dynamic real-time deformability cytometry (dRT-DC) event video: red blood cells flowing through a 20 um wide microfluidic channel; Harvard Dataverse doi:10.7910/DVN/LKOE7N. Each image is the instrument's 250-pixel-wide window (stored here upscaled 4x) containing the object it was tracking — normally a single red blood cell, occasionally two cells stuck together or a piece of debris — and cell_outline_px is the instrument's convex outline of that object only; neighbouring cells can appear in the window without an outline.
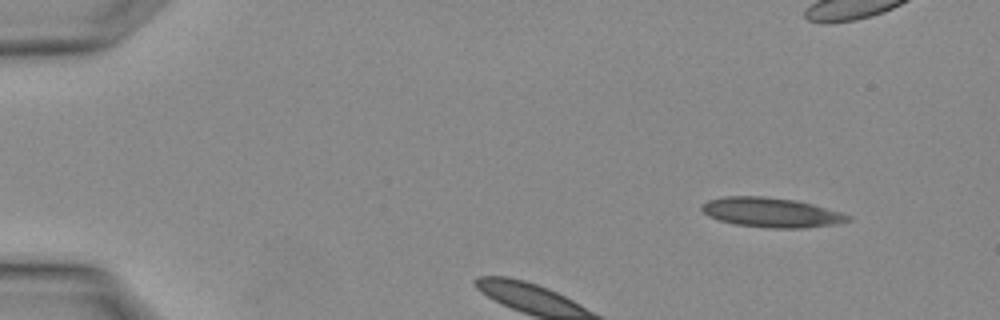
{"species": "Egyptian fruit bat (a non-hibernating species)", "species_latin": "Rousettus aegyptiacus", "temperature_condition": "warm", "stored_images_in_passage": 3, "camera_frame_rate_fps": 3000, "um_per_image_px": 0.085, "animal": {"sex": "female"}, "frame": {"image": 1, "passage_image": 1, "time_ms": 0.0, "image_size_px": [1000, 320], "cell_outline_px": [[852, 220], [836, 224], [800, 228], [768, 228], [736, 224], [720, 220], [708, 216], [700, 208], [700, 204], [708, 200], [724, 196], [764, 196], [796, 200], [812, 204], [840, 212], [852, 216]], "centroid_in_image_um": [65.54, 18.05], "position_along_channel_um": 19.5, "area_um2": 25.26}}